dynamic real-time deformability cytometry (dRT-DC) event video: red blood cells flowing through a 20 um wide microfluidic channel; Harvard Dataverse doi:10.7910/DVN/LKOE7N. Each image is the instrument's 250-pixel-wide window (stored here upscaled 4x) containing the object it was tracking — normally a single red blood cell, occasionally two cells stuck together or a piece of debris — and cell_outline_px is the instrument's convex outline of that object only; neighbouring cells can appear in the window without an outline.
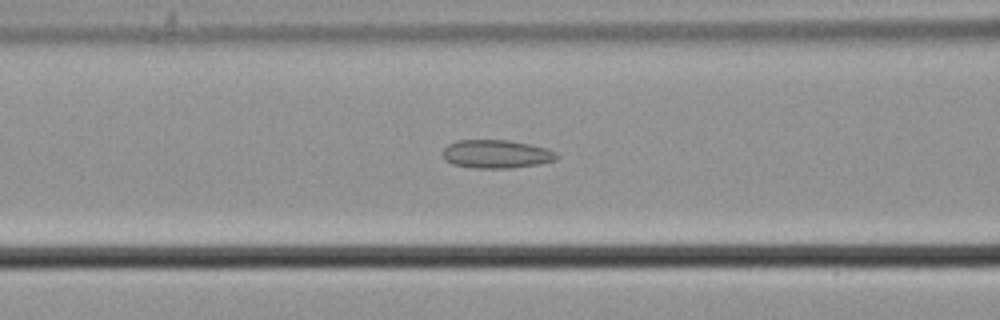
{"species": "common noctule bat (a hibernating species)", "species_latin": "Nyctalus noctula", "temperature_condition": "cold", "stored_images_in_passage": 56, "camera_frame_rate_fps": 3000, "um_per_image_px": 0.085, "animal": {"sex": "male", "body_mass_g": 21.5, "forearm_length_mm": 52.0}, "frame": {"image": 1, "passage_image": 23, "time_ms": 7.333, "image_size_px": [1000, 320], "cell_outline_px": [[560, 156], [556, 160], [540, 164], [512, 168], [472, 168], [452, 164], [444, 160], [444, 148], [448, 144], [456, 140], [508, 140], [532, 144], [556, 152]], "centroid_in_image_um": [42.2, 13.1], "position_along_channel_um": 124.4, "area_um2": 19.02}}
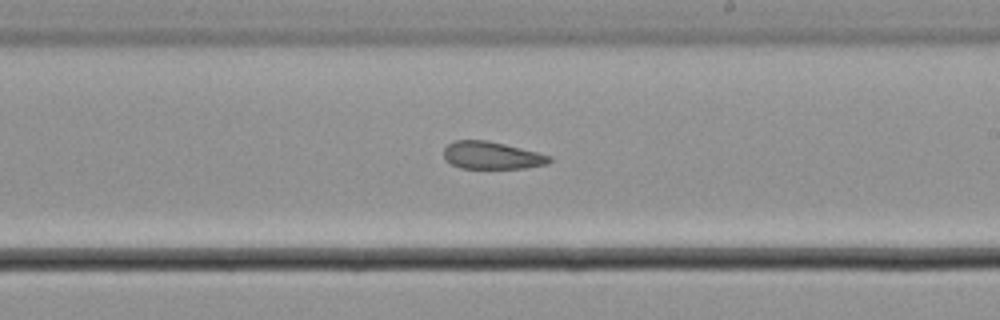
{"frame": {"image": 2, "passage_image": 33, "time_ms": 10.667, "image_size_px": [1000, 320], "cell_outline_px": [[552, 160], [548, 164], [524, 168], [460, 168], [444, 160], [444, 148], [448, 144], [456, 140], [488, 140], [552, 156]], "centroid_in_image_um": [41.79, 13.21], "position_along_channel_um": 247.2, "area_um2": 16.88}}
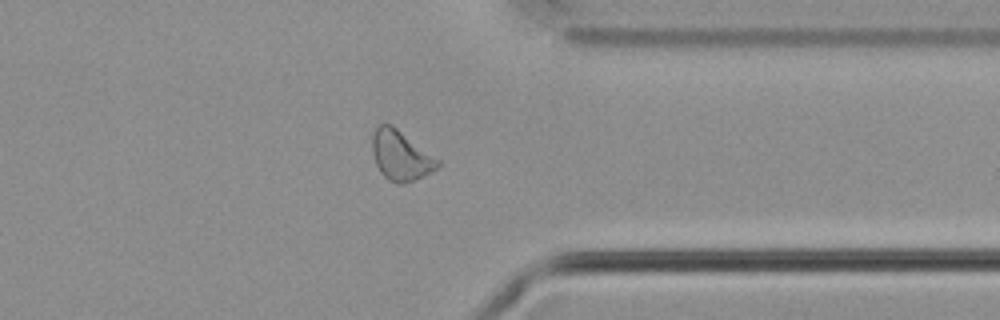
{"frame": {"image": 3, "passage_image": 44, "time_ms": 14.333, "image_size_px": [1000, 320], "cell_outline_px": [[440, 164], [432, 172], [404, 184], [396, 184], [388, 180], [380, 172], [376, 164], [372, 152], [372, 136], [376, 128], [380, 124], [392, 124], [440, 160]], "centroid_in_image_um": [34.05, 13.23], "position_along_channel_um": 377.3, "area_um2": 19.02}, "authors_computed_cell_mechanics": {"area_um2": 19.3919, "velocity_mm_per_s": 3.6879, "shape_relaxation_time_tau1_ms": null, "shape_relaxation_time_tau2_ms": 7.4799, "deformation_change_tau1": null, "deformation_change_tau2": 0.1851}}